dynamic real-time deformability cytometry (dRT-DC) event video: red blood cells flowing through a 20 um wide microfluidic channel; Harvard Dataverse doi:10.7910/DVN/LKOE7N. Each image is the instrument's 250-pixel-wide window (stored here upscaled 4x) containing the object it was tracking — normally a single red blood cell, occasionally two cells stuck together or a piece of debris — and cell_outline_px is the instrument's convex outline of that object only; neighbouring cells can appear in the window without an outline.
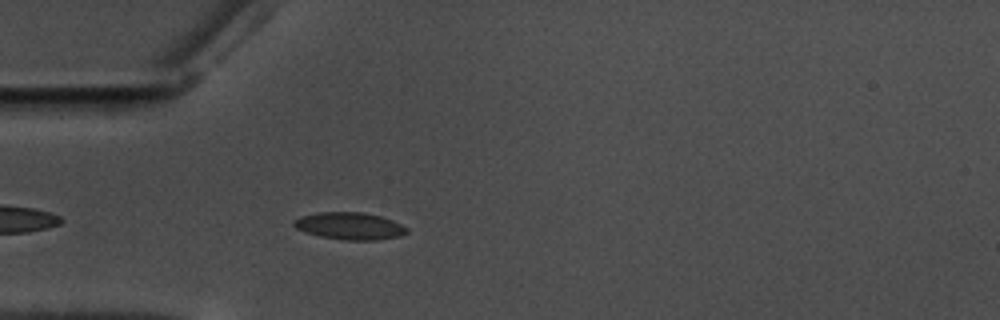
{"species": "common noctule bat (a hibernating species)", "species_latin": "Nyctalus noctula", "temperature_condition": "warm", "stored_images_in_passage": 46, "camera_frame_rate_fps": 3000, "um_per_image_px": 0.085, "animal": {"sex": "male", "body_mass_g": 17.5, "forearm_length_mm": 52.3}, "frame": {"image": 1, "passage_image": 5, "time_ms": 1.333, "image_size_px": [1000, 320], "cell_outline_px": [[408, 232], [400, 236], [376, 240], [344, 240], [320, 236], [304, 232], [296, 228], [292, 224], [292, 220], [304, 216], [320, 212], [360, 212], [380, 216], [392, 220], [408, 228]], "centroid_in_image_um": [29.72, 19.21], "position_along_channel_um": 55.3, "area_um2": 17.8}}
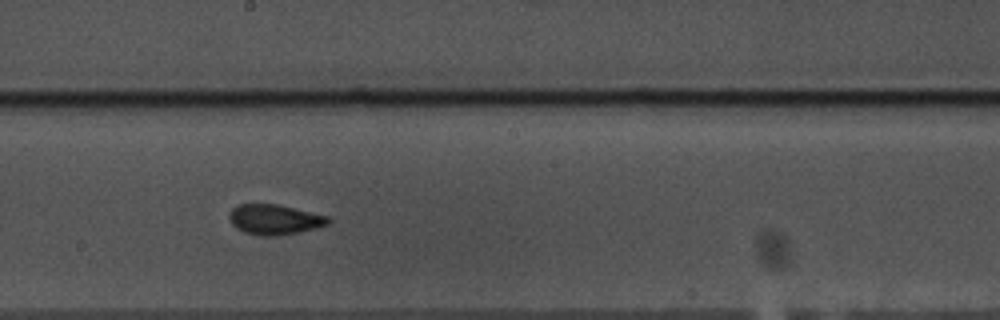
{"frame": {"image": 2, "passage_image": 20, "time_ms": 6.333, "image_size_px": [1000, 320], "cell_outline_px": [[332, 220], [328, 224], [316, 228], [300, 232], [280, 236], [260, 236], [244, 232], [236, 228], [232, 224], [228, 216], [228, 212], [232, 208], [240, 204], [280, 204], [332, 216]], "centroid_in_image_um": [23.39, 18.65], "position_along_channel_um": 224.8, "area_um2": 17.92}}
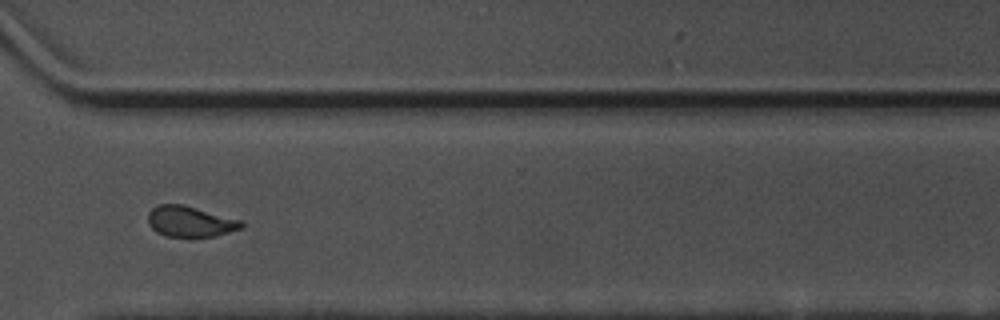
{"frame": {"image": 3, "passage_image": 31, "time_ms": 10.0, "image_size_px": [1000, 320], "cell_outline_px": [[244, 228], [216, 236], [164, 236], [156, 232], [148, 224], [148, 212], [152, 208], [160, 204], [184, 204], [244, 220]], "centroid_in_image_um": [16.21, 18.81], "position_along_channel_um": 354.4, "area_um2": 17.05}, "authors_computed_cell_mechanics": {"area_um2": 17.2533, "velocity_mm_per_s": 3.5234, "shape_relaxation_time_tau1_ms": 5.883, "shape_relaxation_time_tau2_ms": 1.6284, "deformation_change_tau1": 0.1054, "deformation_change_tau2": 0.0723}}